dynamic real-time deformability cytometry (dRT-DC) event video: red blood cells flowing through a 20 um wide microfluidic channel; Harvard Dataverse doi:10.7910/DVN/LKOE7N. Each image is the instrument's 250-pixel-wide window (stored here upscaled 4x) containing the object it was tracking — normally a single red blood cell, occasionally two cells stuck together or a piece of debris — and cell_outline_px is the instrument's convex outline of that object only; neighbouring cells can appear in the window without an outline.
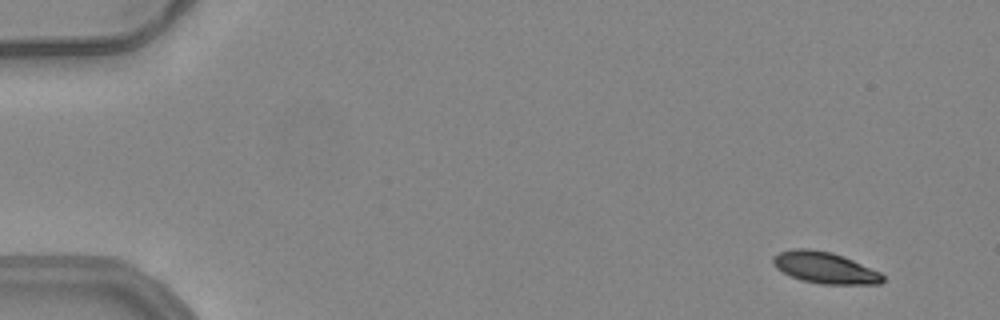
{"species": "common noctule bat (a hibernating species)", "species_latin": "Nyctalus noctula", "temperature_condition": "warm", "stored_images_in_passage": 54, "camera_frame_rate_fps": 3000, "um_per_image_px": 0.085, "animal": {"sex": "female", "body_mass_g": 24.6, "forearm_length_mm": 56.2}, "frame": {"image": 1, "passage_image": 5, "time_ms": 1.333, "image_size_px": [1000, 320], "cell_outline_px": [[884, 280], [880, 284], [820, 284], [800, 280], [776, 268], [772, 264], [772, 256], [780, 252], [792, 248], [808, 248], [832, 252], [852, 260], [880, 272], [884, 276]], "centroid_in_image_um": [70.08, 22.75], "position_along_channel_um": 14.9, "area_um2": 20.11}}
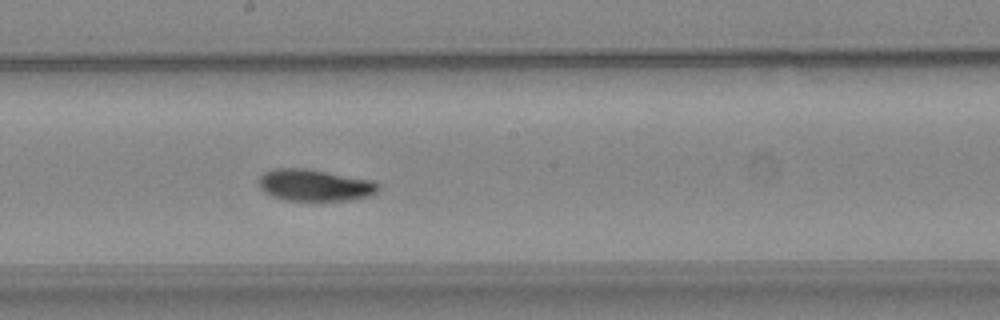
{"frame": {"image": 2, "passage_image": 31, "time_ms": 10.0, "image_size_px": [1000, 320], "cell_outline_px": [[380, 188], [372, 196], [348, 200], [284, 200], [272, 196], [264, 192], [256, 184], [256, 180], [264, 172], [272, 168], [308, 168], [372, 180], [380, 184]], "centroid_in_image_um": [26.72, 15.73], "position_along_channel_um": 221.5, "area_um2": 22.48}}
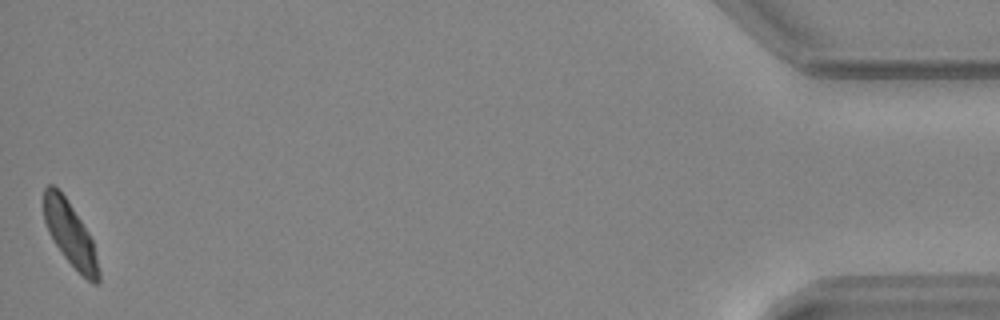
{"frame": {"image": 3, "passage_image": 54, "time_ms": 17.667, "image_size_px": [1000, 320], "cell_outline_px": [[100, 280], [96, 284], [92, 284], [64, 256], [48, 232], [44, 220], [44, 188], [48, 184], [52, 184], [68, 200], [88, 232], [92, 240], [100, 272]], "centroid_in_image_um": [5.96, 19.88], "position_along_channel_um": 429.2, "area_um2": 20.0}, "authors_computed_cell_mechanics": {"area_um2": 21.3282, "velocity_mm_per_s": 3.9196, "shape_relaxation_time_tau1_ms": 5.6041, "shape_relaxation_time_tau2_ms": 2.9351, "deformation_change_tau1": 0.177, "deformation_change_tau2": 0.0567}}